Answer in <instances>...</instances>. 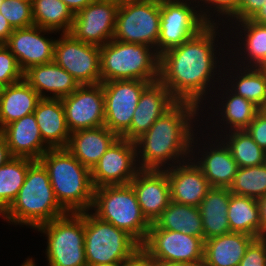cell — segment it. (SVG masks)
<instances>
[{
  "label": "cell",
  "mask_w": 266,
  "mask_h": 266,
  "mask_svg": "<svg viewBox=\"0 0 266 266\" xmlns=\"http://www.w3.org/2000/svg\"><path fill=\"white\" fill-rule=\"evenodd\" d=\"M2 88H3V86L0 84V93H1V91H2Z\"/></svg>",
  "instance_id": "54"
},
{
  "label": "cell",
  "mask_w": 266,
  "mask_h": 266,
  "mask_svg": "<svg viewBox=\"0 0 266 266\" xmlns=\"http://www.w3.org/2000/svg\"><path fill=\"white\" fill-rule=\"evenodd\" d=\"M221 141L229 148L239 168L265 163L266 151L252 139L246 130L229 131Z\"/></svg>",
  "instance_id": "36"
},
{
  "label": "cell",
  "mask_w": 266,
  "mask_h": 266,
  "mask_svg": "<svg viewBox=\"0 0 266 266\" xmlns=\"http://www.w3.org/2000/svg\"><path fill=\"white\" fill-rule=\"evenodd\" d=\"M118 7L114 2L93 0L75 13L70 33L84 43L105 45L113 39Z\"/></svg>",
  "instance_id": "16"
},
{
  "label": "cell",
  "mask_w": 266,
  "mask_h": 266,
  "mask_svg": "<svg viewBox=\"0 0 266 266\" xmlns=\"http://www.w3.org/2000/svg\"><path fill=\"white\" fill-rule=\"evenodd\" d=\"M66 213L55 198L47 169L38 160L28 167L16 199L1 216L10 224L36 229Z\"/></svg>",
  "instance_id": "4"
},
{
  "label": "cell",
  "mask_w": 266,
  "mask_h": 266,
  "mask_svg": "<svg viewBox=\"0 0 266 266\" xmlns=\"http://www.w3.org/2000/svg\"><path fill=\"white\" fill-rule=\"evenodd\" d=\"M32 10L35 26L70 33L75 14L61 0H32Z\"/></svg>",
  "instance_id": "32"
},
{
  "label": "cell",
  "mask_w": 266,
  "mask_h": 266,
  "mask_svg": "<svg viewBox=\"0 0 266 266\" xmlns=\"http://www.w3.org/2000/svg\"><path fill=\"white\" fill-rule=\"evenodd\" d=\"M118 138L106 126L79 130L71 133L67 150L91 171Z\"/></svg>",
  "instance_id": "24"
},
{
  "label": "cell",
  "mask_w": 266,
  "mask_h": 266,
  "mask_svg": "<svg viewBox=\"0 0 266 266\" xmlns=\"http://www.w3.org/2000/svg\"><path fill=\"white\" fill-rule=\"evenodd\" d=\"M39 161L48 171L56 200L67 213L91 210L95 190L91 172L67 148L49 149Z\"/></svg>",
  "instance_id": "3"
},
{
  "label": "cell",
  "mask_w": 266,
  "mask_h": 266,
  "mask_svg": "<svg viewBox=\"0 0 266 266\" xmlns=\"http://www.w3.org/2000/svg\"><path fill=\"white\" fill-rule=\"evenodd\" d=\"M260 224H261V237H266V195L258 199Z\"/></svg>",
  "instance_id": "46"
},
{
  "label": "cell",
  "mask_w": 266,
  "mask_h": 266,
  "mask_svg": "<svg viewBox=\"0 0 266 266\" xmlns=\"http://www.w3.org/2000/svg\"><path fill=\"white\" fill-rule=\"evenodd\" d=\"M237 24V26L240 27V32L236 33H239L240 36H242V38H239L242 42H238V44L239 46L240 44H243L242 46L244 47H242L241 50L237 49L238 51H241L237 52L238 58L239 53L241 56L244 54L240 57L244 58L242 59L243 61L238 60L237 63L242 62L241 64L243 65L240 64V67L262 68L266 64V25L253 22L250 19L238 21ZM242 33H244V37ZM245 62L248 63L245 64Z\"/></svg>",
  "instance_id": "31"
},
{
  "label": "cell",
  "mask_w": 266,
  "mask_h": 266,
  "mask_svg": "<svg viewBox=\"0 0 266 266\" xmlns=\"http://www.w3.org/2000/svg\"><path fill=\"white\" fill-rule=\"evenodd\" d=\"M198 115V106L189 102H176L158 118L149 130L135 141L139 169L166 170L169 166L187 161L186 158L189 160L195 151L193 147L196 138L193 134L194 125L191 124Z\"/></svg>",
  "instance_id": "2"
},
{
  "label": "cell",
  "mask_w": 266,
  "mask_h": 266,
  "mask_svg": "<svg viewBox=\"0 0 266 266\" xmlns=\"http://www.w3.org/2000/svg\"><path fill=\"white\" fill-rule=\"evenodd\" d=\"M96 1H106V2H114L118 5L122 4L123 2L127 1V0H96Z\"/></svg>",
  "instance_id": "53"
},
{
  "label": "cell",
  "mask_w": 266,
  "mask_h": 266,
  "mask_svg": "<svg viewBox=\"0 0 266 266\" xmlns=\"http://www.w3.org/2000/svg\"><path fill=\"white\" fill-rule=\"evenodd\" d=\"M0 133L6 139L12 157L38 161L50 149L42 140L34 113L6 125Z\"/></svg>",
  "instance_id": "21"
},
{
  "label": "cell",
  "mask_w": 266,
  "mask_h": 266,
  "mask_svg": "<svg viewBox=\"0 0 266 266\" xmlns=\"http://www.w3.org/2000/svg\"><path fill=\"white\" fill-rule=\"evenodd\" d=\"M121 266H155V260L140 246L122 261Z\"/></svg>",
  "instance_id": "44"
},
{
  "label": "cell",
  "mask_w": 266,
  "mask_h": 266,
  "mask_svg": "<svg viewBox=\"0 0 266 266\" xmlns=\"http://www.w3.org/2000/svg\"><path fill=\"white\" fill-rule=\"evenodd\" d=\"M64 2L70 10L75 14L80 10L84 9L93 0H61Z\"/></svg>",
  "instance_id": "48"
},
{
  "label": "cell",
  "mask_w": 266,
  "mask_h": 266,
  "mask_svg": "<svg viewBox=\"0 0 266 266\" xmlns=\"http://www.w3.org/2000/svg\"><path fill=\"white\" fill-rule=\"evenodd\" d=\"M254 237L229 232L205 240L202 266H238Z\"/></svg>",
  "instance_id": "26"
},
{
  "label": "cell",
  "mask_w": 266,
  "mask_h": 266,
  "mask_svg": "<svg viewBox=\"0 0 266 266\" xmlns=\"http://www.w3.org/2000/svg\"><path fill=\"white\" fill-rule=\"evenodd\" d=\"M100 72L101 83L114 80L158 81L159 55L150 46L112 39L100 47Z\"/></svg>",
  "instance_id": "5"
},
{
  "label": "cell",
  "mask_w": 266,
  "mask_h": 266,
  "mask_svg": "<svg viewBox=\"0 0 266 266\" xmlns=\"http://www.w3.org/2000/svg\"><path fill=\"white\" fill-rule=\"evenodd\" d=\"M224 89L225 92L224 94H222L223 98L221 99L224 100L226 95L229 96L228 97L226 96L227 100L221 101L222 103L226 102L222 104L223 105L222 108L217 107L220 109L219 111L221 112L220 114L222 115L221 116L222 119L220 120L223 121L224 126L226 124L225 127H227L229 131L245 130L249 126V124L253 121V119L255 118L256 114L260 111V109L255 104L248 101L247 99H244L243 97L233 93L229 87Z\"/></svg>",
  "instance_id": "35"
},
{
  "label": "cell",
  "mask_w": 266,
  "mask_h": 266,
  "mask_svg": "<svg viewBox=\"0 0 266 266\" xmlns=\"http://www.w3.org/2000/svg\"><path fill=\"white\" fill-rule=\"evenodd\" d=\"M36 230L47 236L48 266H87L84 212L66 213Z\"/></svg>",
  "instance_id": "7"
},
{
  "label": "cell",
  "mask_w": 266,
  "mask_h": 266,
  "mask_svg": "<svg viewBox=\"0 0 266 266\" xmlns=\"http://www.w3.org/2000/svg\"><path fill=\"white\" fill-rule=\"evenodd\" d=\"M239 67V74L229 75L232 80H229L230 90L238 96L247 99L255 104L260 110L266 109V70L257 67ZM234 75V76H233ZM236 79H233V78ZM236 80V82H235Z\"/></svg>",
  "instance_id": "33"
},
{
  "label": "cell",
  "mask_w": 266,
  "mask_h": 266,
  "mask_svg": "<svg viewBox=\"0 0 266 266\" xmlns=\"http://www.w3.org/2000/svg\"><path fill=\"white\" fill-rule=\"evenodd\" d=\"M54 47L53 61L80 85L101 83L100 47L84 43L71 33H61Z\"/></svg>",
  "instance_id": "12"
},
{
  "label": "cell",
  "mask_w": 266,
  "mask_h": 266,
  "mask_svg": "<svg viewBox=\"0 0 266 266\" xmlns=\"http://www.w3.org/2000/svg\"><path fill=\"white\" fill-rule=\"evenodd\" d=\"M7 19L0 13V44H5L13 32Z\"/></svg>",
  "instance_id": "45"
},
{
  "label": "cell",
  "mask_w": 266,
  "mask_h": 266,
  "mask_svg": "<svg viewBox=\"0 0 266 266\" xmlns=\"http://www.w3.org/2000/svg\"><path fill=\"white\" fill-rule=\"evenodd\" d=\"M42 32L55 33L35 25L14 29L4 44L15 56L23 72L32 66L53 62L56 39H49Z\"/></svg>",
  "instance_id": "17"
},
{
  "label": "cell",
  "mask_w": 266,
  "mask_h": 266,
  "mask_svg": "<svg viewBox=\"0 0 266 266\" xmlns=\"http://www.w3.org/2000/svg\"><path fill=\"white\" fill-rule=\"evenodd\" d=\"M0 13L13 29L34 26L32 0H3Z\"/></svg>",
  "instance_id": "38"
},
{
  "label": "cell",
  "mask_w": 266,
  "mask_h": 266,
  "mask_svg": "<svg viewBox=\"0 0 266 266\" xmlns=\"http://www.w3.org/2000/svg\"><path fill=\"white\" fill-rule=\"evenodd\" d=\"M10 158H12V155L10 154L6 139L0 133V167L6 164L10 160Z\"/></svg>",
  "instance_id": "47"
},
{
  "label": "cell",
  "mask_w": 266,
  "mask_h": 266,
  "mask_svg": "<svg viewBox=\"0 0 266 266\" xmlns=\"http://www.w3.org/2000/svg\"><path fill=\"white\" fill-rule=\"evenodd\" d=\"M152 82L142 80H114L102 82L105 123L119 137L130 127L143 90Z\"/></svg>",
  "instance_id": "13"
},
{
  "label": "cell",
  "mask_w": 266,
  "mask_h": 266,
  "mask_svg": "<svg viewBox=\"0 0 266 266\" xmlns=\"http://www.w3.org/2000/svg\"><path fill=\"white\" fill-rule=\"evenodd\" d=\"M253 22L266 25V0L256 14L250 19Z\"/></svg>",
  "instance_id": "49"
},
{
  "label": "cell",
  "mask_w": 266,
  "mask_h": 266,
  "mask_svg": "<svg viewBox=\"0 0 266 266\" xmlns=\"http://www.w3.org/2000/svg\"><path fill=\"white\" fill-rule=\"evenodd\" d=\"M22 79H24V72L17 59L4 44H0V84L4 87Z\"/></svg>",
  "instance_id": "39"
},
{
  "label": "cell",
  "mask_w": 266,
  "mask_h": 266,
  "mask_svg": "<svg viewBox=\"0 0 266 266\" xmlns=\"http://www.w3.org/2000/svg\"><path fill=\"white\" fill-rule=\"evenodd\" d=\"M229 190L240 196L262 198L266 195V164L238 168Z\"/></svg>",
  "instance_id": "37"
},
{
  "label": "cell",
  "mask_w": 266,
  "mask_h": 266,
  "mask_svg": "<svg viewBox=\"0 0 266 266\" xmlns=\"http://www.w3.org/2000/svg\"><path fill=\"white\" fill-rule=\"evenodd\" d=\"M160 36V0H127L119 5L113 40L155 49Z\"/></svg>",
  "instance_id": "10"
},
{
  "label": "cell",
  "mask_w": 266,
  "mask_h": 266,
  "mask_svg": "<svg viewBox=\"0 0 266 266\" xmlns=\"http://www.w3.org/2000/svg\"><path fill=\"white\" fill-rule=\"evenodd\" d=\"M245 130L266 151V109L260 110Z\"/></svg>",
  "instance_id": "41"
},
{
  "label": "cell",
  "mask_w": 266,
  "mask_h": 266,
  "mask_svg": "<svg viewBox=\"0 0 266 266\" xmlns=\"http://www.w3.org/2000/svg\"><path fill=\"white\" fill-rule=\"evenodd\" d=\"M32 159L12 157L0 167V216L16 199L23 186Z\"/></svg>",
  "instance_id": "34"
},
{
  "label": "cell",
  "mask_w": 266,
  "mask_h": 266,
  "mask_svg": "<svg viewBox=\"0 0 266 266\" xmlns=\"http://www.w3.org/2000/svg\"><path fill=\"white\" fill-rule=\"evenodd\" d=\"M191 159L166 169L171 201L199 206L212 188L202 170Z\"/></svg>",
  "instance_id": "20"
},
{
  "label": "cell",
  "mask_w": 266,
  "mask_h": 266,
  "mask_svg": "<svg viewBox=\"0 0 266 266\" xmlns=\"http://www.w3.org/2000/svg\"><path fill=\"white\" fill-rule=\"evenodd\" d=\"M217 24L220 26L218 22L208 24L186 42L159 56L158 80L177 102H189L200 108L208 90L212 89L214 76L217 71L221 73L216 67L218 46L214 43L219 31Z\"/></svg>",
  "instance_id": "1"
},
{
  "label": "cell",
  "mask_w": 266,
  "mask_h": 266,
  "mask_svg": "<svg viewBox=\"0 0 266 266\" xmlns=\"http://www.w3.org/2000/svg\"><path fill=\"white\" fill-rule=\"evenodd\" d=\"M154 224L159 229L182 232L204 240L202 216L197 206L170 201Z\"/></svg>",
  "instance_id": "29"
},
{
  "label": "cell",
  "mask_w": 266,
  "mask_h": 266,
  "mask_svg": "<svg viewBox=\"0 0 266 266\" xmlns=\"http://www.w3.org/2000/svg\"><path fill=\"white\" fill-rule=\"evenodd\" d=\"M190 5L191 1L188 3L185 0H160V36L156 47L159 56L186 42L208 24H216L214 18H211L214 14L210 16L211 9L204 8L207 10L205 12L203 7H200V10L196 11V7Z\"/></svg>",
  "instance_id": "8"
},
{
  "label": "cell",
  "mask_w": 266,
  "mask_h": 266,
  "mask_svg": "<svg viewBox=\"0 0 266 266\" xmlns=\"http://www.w3.org/2000/svg\"><path fill=\"white\" fill-rule=\"evenodd\" d=\"M84 234L87 265L122 263L141 246L126 231L88 211L84 212Z\"/></svg>",
  "instance_id": "9"
},
{
  "label": "cell",
  "mask_w": 266,
  "mask_h": 266,
  "mask_svg": "<svg viewBox=\"0 0 266 266\" xmlns=\"http://www.w3.org/2000/svg\"><path fill=\"white\" fill-rule=\"evenodd\" d=\"M24 80L40 98L62 99L80 86L77 80L54 61L30 67L24 72ZM44 91L50 92L49 95L52 93V96H48Z\"/></svg>",
  "instance_id": "22"
},
{
  "label": "cell",
  "mask_w": 266,
  "mask_h": 266,
  "mask_svg": "<svg viewBox=\"0 0 266 266\" xmlns=\"http://www.w3.org/2000/svg\"><path fill=\"white\" fill-rule=\"evenodd\" d=\"M91 209L100 220L126 231L140 245L145 241L151 223L142 214L131 184L95 188Z\"/></svg>",
  "instance_id": "6"
},
{
  "label": "cell",
  "mask_w": 266,
  "mask_h": 266,
  "mask_svg": "<svg viewBox=\"0 0 266 266\" xmlns=\"http://www.w3.org/2000/svg\"><path fill=\"white\" fill-rule=\"evenodd\" d=\"M203 3L207 4L206 7L214 8L215 12H218L217 16L225 15V18H232L237 12L240 6L241 0H201ZM209 5V6H208ZM213 6V7H211Z\"/></svg>",
  "instance_id": "42"
},
{
  "label": "cell",
  "mask_w": 266,
  "mask_h": 266,
  "mask_svg": "<svg viewBox=\"0 0 266 266\" xmlns=\"http://www.w3.org/2000/svg\"><path fill=\"white\" fill-rule=\"evenodd\" d=\"M265 0H241L238 12L231 18L227 20L229 22L243 21L251 19L256 12L261 9ZM233 19V20H232Z\"/></svg>",
  "instance_id": "43"
},
{
  "label": "cell",
  "mask_w": 266,
  "mask_h": 266,
  "mask_svg": "<svg viewBox=\"0 0 266 266\" xmlns=\"http://www.w3.org/2000/svg\"><path fill=\"white\" fill-rule=\"evenodd\" d=\"M87 266H121V263H101V264H92Z\"/></svg>",
  "instance_id": "51"
},
{
  "label": "cell",
  "mask_w": 266,
  "mask_h": 266,
  "mask_svg": "<svg viewBox=\"0 0 266 266\" xmlns=\"http://www.w3.org/2000/svg\"><path fill=\"white\" fill-rule=\"evenodd\" d=\"M229 188L212 187L198 206L202 216L204 241L230 232Z\"/></svg>",
  "instance_id": "28"
},
{
  "label": "cell",
  "mask_w": 266,
  "mask_h": 266,
  "mask_svg": "<svg viewBox=\"0 0 266 266\" xmlns=\"http://www.w3.org/2000/svg\"><path fill=\"white\" fill-rule=\"evenodd\" d=\"M176 102L159 80L150 83L140 96L130 127L120 137L135 142Z\"/></svg>",
  "instance_id": "18"
},
{
  "label": "cell",
  "mask_w": 266,
  "mask_h": 266,
  "mask_svg": "<svg viewBox=\"0 0 266 266\" xmlns=\"http://www.w3.org/2000/svg\"><path fill=\"white\" fill-rule=\"evenodd\" d=\"M136 158L135 142L119 137L90 171L94 188L130 184L140 170Z\"/></svg>",
  "instance_id": "14"
},
{
  "label": "cell",
  "mask_w": 266,
  "mask_h": 266,
  "mask_svg": "<svg viewBox=\"0 0 266 266\" xmlns=\"http://www.w3.org/2000/svg\"><path fill=\"white\" fill-rule=\"evenodd\" d=\"M26 262H24L21 266H36L35 265V260L34 259H30V258H28V259H26L25 260Z\"/></svg>",
  "instance_id": "52"
},
{
  "label": "cell",
  "mask_w": 266,
  "mask_h": 266,
  "mask_svg": "<svg viewBox=\"0 0 266 266\" xmlns=\"http://www.w3.org/2000/svg\"><path fill=\"white\" fill-rule=\"evenodd\" d=\"M142 214L154 223L171 201L166 170L140 169L130 181Z\"/></svg>",
  "instance_id": "19"
},
{
  "label": "cell",
  "mask_w": 266,
  "mask_h": 266,
  "mask_svg": "<svg viewBox=\"0 0 266 266\" xmlns=\"http://www.w3.org/2000/svg\"><path fill=\"white\" fill-rule=\"evenodd\" d=\"M215 141L214 144L210 143V147L203 153L204 155H200L203 158L195 159L191 156V160L196 162L198 159L195 164L202 170L211 187L229 188L239 167L226 144L223 141L221 142V139Z\"/></svg>",
  "instance_id": "25"
},
{
  "label": "cell",
  "mask_w": 266,
  "mask_h": 266,
  "mask_svg": "<svg viewBox=\"0 0 266 266\" xmlns=\"http://www.w3.org/2000/svg\"><path fill=\"white\" fill-rule=\"evenodd\" d=\"M205 241L182 232L159 229L151 223L141 246L155 261L202 265Z\"/></svg>",
  "instance_id": "11"
},
{
  "label": "cell",
  "mask_w": 266,
  "mask_h": 266,
  "mask_svg": "<svg viewBox=\"0 0 266 266\" xmlns=\"http://www.w3.org/2000/svg\"><path fill=\"white\" fill-rule=\"evenodd\" d=\"M34 116L42 140L50 149L67 148L71 132L66 124L61 99L41 98L36 105Z\"/></svg>",
  "instance_id": "23"
},
{
  "label": "cell",
  "mask_w": 266,
  "mask_h": 266,
  "mask_svg": "<svg viewBox=\"0 0 266 266\" xmlns=\"http://www.w3.org/2000/svg\"><path fill=\"white\" fill-rule=\"evenodd\" d=\"M227 212L230 232L245 233L254 238L261 237L257 199L231 193Z\"/></svg>",
  "instance_id": "30"
},
{
  "label": "cell",
  "mask_w": 266,
  "mask_h": 266,
  "mask_svg": "<svg viewBox=\"0 0 266 266\" xmlns=\"http://www.w3.org/2000/svg\"><path fill=\"white\" fill-rule=\"evenodd\" d=\"M39 94L24 80L4 86L0 93V131L8 124L34 113Z\"/></svg>",
  "instance_id": "27"
},
{
  "label": "cell",
  "mask_w": 266,
  "mask_h": 266,
  "mask_svg": "<svg viewBox=\"0 0 266 266\" xmlns=\"http://www.w3.org/2000/svg\"><path fill=\"white\" fill-rule=\"evenodd\" d=\"M238 266H266V237L250 242Z\"/></svg>",
  "instance_id": "40"
},
{
  "label": "cell",
  "mask_w": 266,
  "mask_h": 266,
  "mask_svg": "<svg viewBox=\"0 0 266 266\" xmlns=\"http://www.w3.org/2000/svg\"><path fill=\"white\" fill-rule=\"evenodd\" d=\"M66 124L71 133L102 127L105 123L102 83L80 85L72 94L61 99Z\"/></svg>",
  "instance_id": "15"
},
{
  "label": "cell",
  "mask_w": 266,
  "mask_h": 266,
  "mask_svg": "<svg viewBox=\"0 0 266 266\" xmlns=\"http://www.w3.org/2000/svg\"><path fill=\"white\" fill-rule=\"evenodd\" d=\"M155 266H202V265L176 263L171 261H155Z\"/></svg>",
  "instance_id": "50"
}]
</instances>
